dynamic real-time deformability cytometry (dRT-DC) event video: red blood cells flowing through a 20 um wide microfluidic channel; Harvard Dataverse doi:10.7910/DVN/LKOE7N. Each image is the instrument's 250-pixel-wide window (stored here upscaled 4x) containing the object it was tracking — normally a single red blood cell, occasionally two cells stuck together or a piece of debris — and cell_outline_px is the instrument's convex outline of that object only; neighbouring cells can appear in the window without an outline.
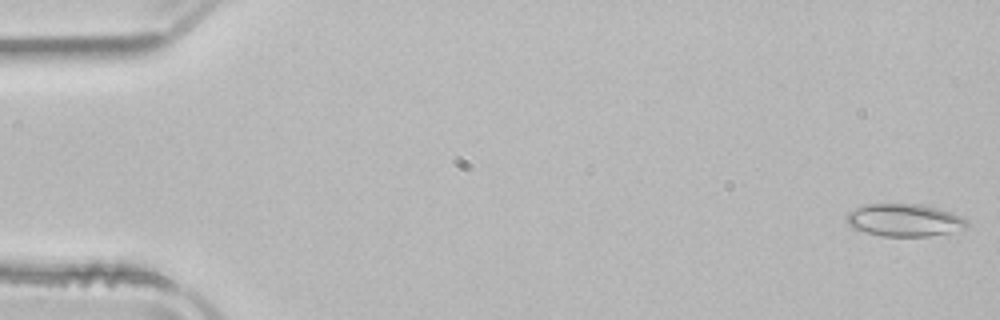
{"species": "common noctule bat (a hibernating species)", "species_latin": "Nyctalus noctula", "temperature_condition": "room temperature", "stored_images_in_passage": 51, "camera_frame_rate_fps": 3000, "um_per_image_px": 0.085, "animal": {"sex": "male", "body_mass_g": 21.5, "forearm_length_mm": 52.0}, "frame": {"image": 1, "passage_image": 1, "time_ms": 0.0, "image_size_px": [1000, 320], "cell_outline_px": [[968, 228], [928, 236], [884, 236], [864, 232], [852, 228], [848, 224], [844, 216], [848, 212], [864, 204], [920, 204], [952, 212], [968, 220]], "centroid_in_image_um": [76.85, 18.71], "position_along_channel_um": 8.2, "area_um2": 22.89}}
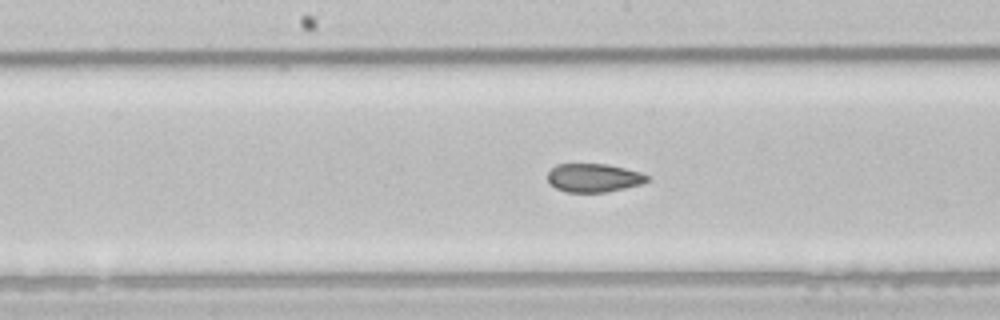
{"frame": {"image": 2, "passage_image": 26, "time_ms": 8.333, "image_size_px": [1000, 320], "cell_outline_px": [[648, 180], [640, 184], [624, 188], [604, 192], [564, 192], [548, 184], [548, 172], [556, 164], [608, 164], [640, 172], [648, 176]], "centroid_in_image_um": [50.41, 15.11], "position_along_channel_um": 197.8, "area_um2": 16.47}}
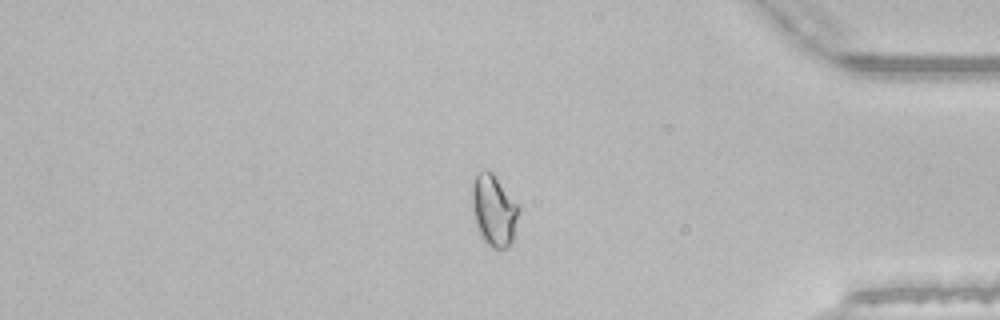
{"frame": {"image": 3, "passage_image": 43, "time_ms": 14.0, "image_size_px": [1000, 320], "cell_outline_px": [[520, 212], [512, 240], [508, 248], [492, 248], [480, 236], [476, 224], [472, 208], [472, 184], [476, 172], [488, 168], [496, 176], [520, 208]], "centroid_in_image_um": [41.97, 17.85], "position_along_channel_um": 393.2, "area_um2": 19.54}, "authors_computed_cell_mechanics": {"area_um2": 18.8428, "velocity_mm_per_s": 3.943, "shape_relaxation_time_tau1_ms": null, "shape_relaxation_time_tau2_ms": 0.7698, "deformation_change_tau1": null, "deformation_change_tau2": 0.0447}}